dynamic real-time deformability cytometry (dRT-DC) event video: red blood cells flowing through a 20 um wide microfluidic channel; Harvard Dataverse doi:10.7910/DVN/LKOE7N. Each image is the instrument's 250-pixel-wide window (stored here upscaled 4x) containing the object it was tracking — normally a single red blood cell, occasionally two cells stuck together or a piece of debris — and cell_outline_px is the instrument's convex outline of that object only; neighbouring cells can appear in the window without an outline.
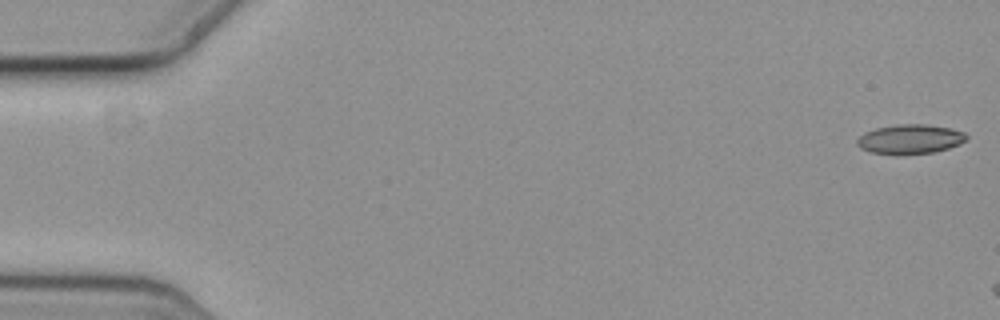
{"species": "common noctule bat (a hibernating species)", "species_latin": "Nyctalus noctula", "temperature_condition": "cold", "stored_images_in_passage": 8, "camera_frame_rate_fps": 3000, "um_per_image_px": 0.085, "animal": {"sex": "female", "body_mass_g": 19.3, "forearm_length_mm": 54.1}, "frame": {"image": 1, "passage_image": 1, "time_ms": 0.0, "image_size_px": [1000, 320], "cell_outline_px": [[968, 140], [960, 144], [948, 148], [932, 152], [896, 156], [872, 152], [860, 148], [856, 144], [856, 140], [864, 132], [876, 128], [896, 124], [928, 124], [952, 128], [964, 132], [968, 136]], "centroid_in_image_um": [77.36, 11.83], "position_along_channel_um": 7.6, "area_um2": 19.19}}